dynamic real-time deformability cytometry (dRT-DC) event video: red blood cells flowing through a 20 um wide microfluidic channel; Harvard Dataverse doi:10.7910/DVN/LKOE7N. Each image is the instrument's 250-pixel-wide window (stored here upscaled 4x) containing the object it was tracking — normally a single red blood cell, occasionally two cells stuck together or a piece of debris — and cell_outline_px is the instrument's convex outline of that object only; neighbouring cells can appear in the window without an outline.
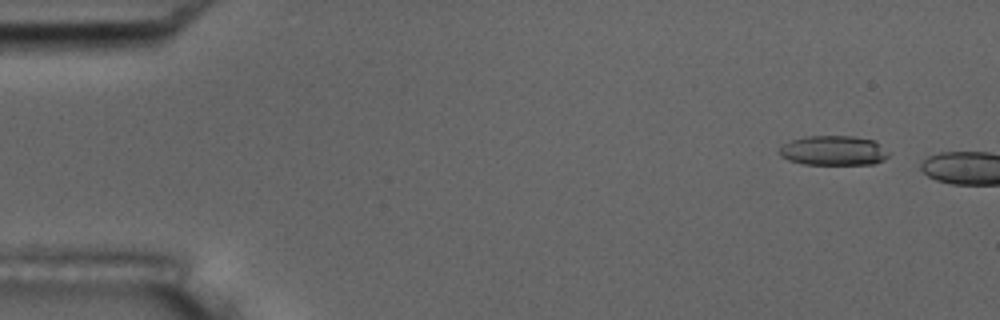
{"species": "common noctule bat (a hibernating species)", "species_latin": "Nyctalus noctula", "temperature_condition": "room temperature", "stored_images_in_passage": 2, "camera_frame_rate_fps": 3000, "um_per_image_px": 0.085, "animal": {"sex": "male", "body_mass_g": 17.5, "forearm_length_mm": 52.3}, "frame": {"image": 1, "passage_image": 1, "time_ms": 0.0, "image_size_px": [1000, 320], "cell_outline_px": [[888, 156], [884, 160], [872, 164], [804, 164], [788, 160], [780, 156], [780, 148], [784, 144], [792, 140], [808, 136], [852, 136], [876, 140], [888, 152]], "centroid_in_image_um": [70.87, 12.8], "position_along_channel_um": 14.1, "area_um2": 18.84}}